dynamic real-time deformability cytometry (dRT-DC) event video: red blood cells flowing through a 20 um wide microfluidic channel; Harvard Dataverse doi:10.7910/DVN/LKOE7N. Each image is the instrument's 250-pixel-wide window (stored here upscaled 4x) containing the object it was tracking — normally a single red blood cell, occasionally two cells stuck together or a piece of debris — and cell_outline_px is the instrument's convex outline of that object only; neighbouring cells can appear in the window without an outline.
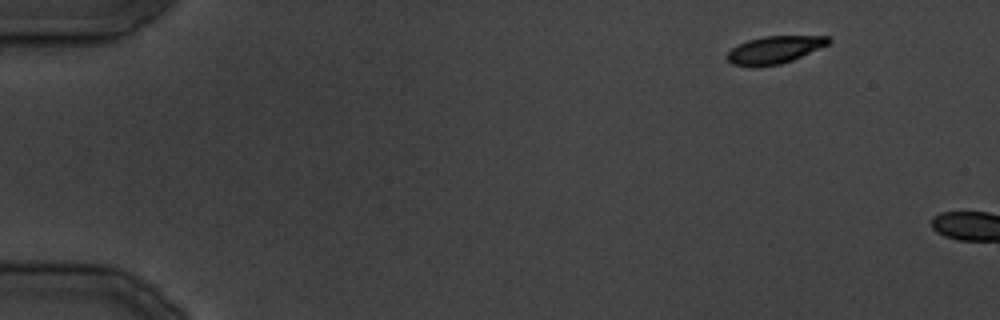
{"species": "common noctule bat (a hibernating species)", "species_latin": "Nyctalus noctula", "temperature_condition": "cold", "stored_images_in_passage": 3, "camera_frame_rate_fps": 3000, "um_per_image_px": 0.085, "animal": {"sex": "male", "body_mass_g": 19.5, "forearm_length_mm": 54.6}, "frame": {"image": 1, "passage_image": 1, "time_ms": 0.0, "image_size_px": [1000, 320], "cell_outline_px": [[832, 40], [828, 44], [792, 60], [780, 64], [752, 68], [732, 64], [728, 60], [728, 52], [732, 48], [748, 40], [764, 36], [828, 36]], "centroid_in_image_um": [65.81, 4.24], "position_along_channel_um": 19.2, "area_um2": 16.13}}